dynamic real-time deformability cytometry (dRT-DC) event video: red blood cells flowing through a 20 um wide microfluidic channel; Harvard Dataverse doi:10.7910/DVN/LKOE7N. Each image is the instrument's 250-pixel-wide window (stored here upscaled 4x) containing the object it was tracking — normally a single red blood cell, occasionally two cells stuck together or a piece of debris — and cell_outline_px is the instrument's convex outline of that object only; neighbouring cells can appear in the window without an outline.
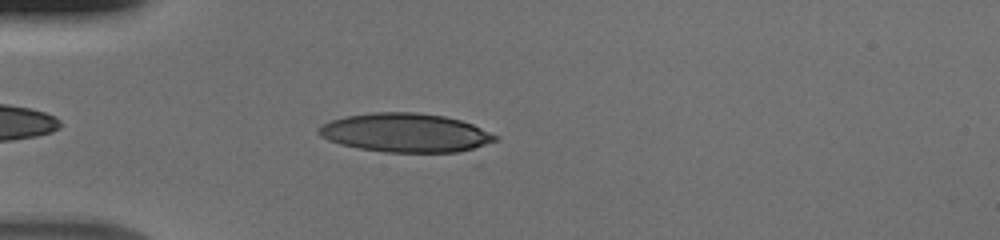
{"species": "human", "species_latin": "Homo sapiens", "temperature_condition": "cold", "stored_images_in_passage": 41, "camera_frame_rate_fps": 3000, "um_per_image_px": 0.085, "donor": {"sex": "male"}, "frame": {"image": 1, "passage_image": 4, "time_ms": 1.0, "image_size_px": [1000, 240], "cell_outline_px": [[500, 140], [472, 148], [456, 152], [384, 152], [360, 148], [340, 144], [328, 140], [320, 136], [316, 132], [320, 124], [344, 116], [372, 112], [412, 112], [444, 116], [460, 120], [472, 124], [500, 136]], "centroid_in_image_um": [34.45, 11.28], "position_along_channel_um": 50.6, "area_um2": 40.0}}
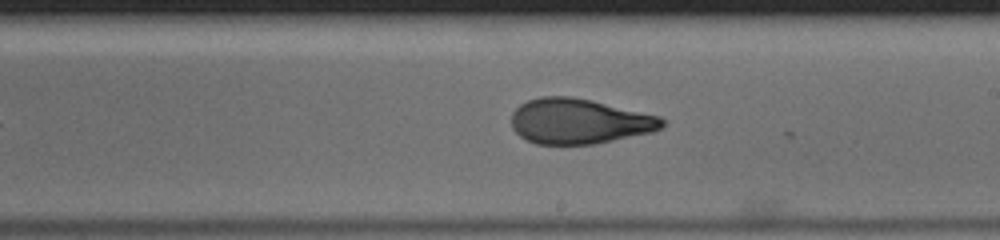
{"frame": {"image": 2, "passage_image": 20, "time_ms": 6.333, "image_size_px": [1000, 240], "cell_outline_px": [[664, 124], [660, 128], [652, 132], [596, 144], [536, 144], [520, 136], [512, 128], [512, 112], [520, 104], [528, 100], [540, 96], [572, 96], [592, 100], [660, 116], [664, 120]], "centroid_in_image_um": [49.22, 10.3], "position_along_channel_um": 239.8, "area_um2": 39.77}}
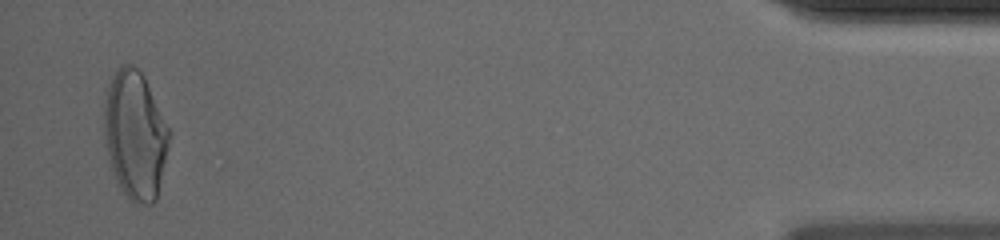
{"frame": {"image": 3, "passage_image": 40, "time_ms": 13.0, "image_size_px": [1000, 240], "cell_outline_px": [[172, 132], [156, 200], [152, 204], [144, 204], [132, 200], [120, 188], [116, 180], [104, 144], [104, 100], [108, 84], [120, 64], [132, 64], [144, 76]], "centroid_in_image_um": [11.49, 11.44], "position_along_channel_um": 423.7, "area_um2": 48.78}}